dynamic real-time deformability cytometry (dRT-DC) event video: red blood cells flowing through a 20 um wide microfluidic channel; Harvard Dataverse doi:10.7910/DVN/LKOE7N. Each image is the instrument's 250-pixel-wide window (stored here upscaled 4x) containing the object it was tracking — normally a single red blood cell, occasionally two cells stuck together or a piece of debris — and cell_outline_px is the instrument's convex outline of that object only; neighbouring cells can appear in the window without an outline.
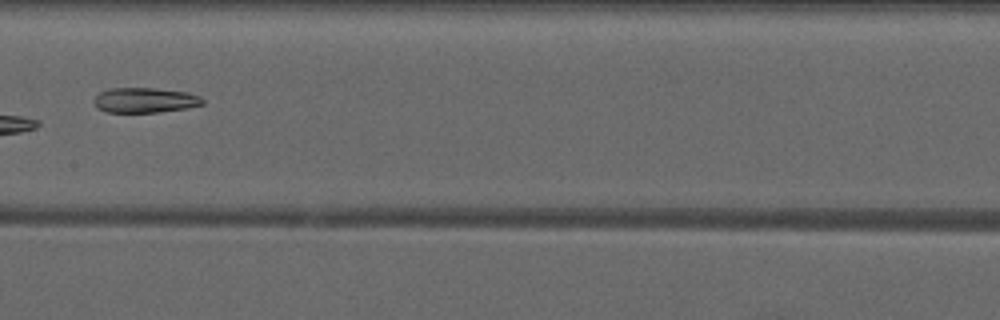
{"species": "common noctule bat (a hibernating species)", "species_latin": "Nyctalus noctula", "temperature_condition": "warm", "stored_images_in_passage": 8, "camera_frame_rate_fps": 3000, "um_per_image_px": 0.085, "animal": {"sex": "male", "forearm_length_mm": 52.5}, "frame": {"image": 1, "passage_image": 8, "time_ms": 9.0, "image_size_px": [1000, 320], "cell_outline_px": [[204, 104], [188, 108], [156, 112], [104, 112], [96, 108], [92, 100], [100, 92], [108, 88], [156, 88], [188, 92], [200, 96], [204, 100]], "centroid_in_image_um": [12.3, 8.51], "position_along_channel_um": 195.1, "area_um2": 16.07}}